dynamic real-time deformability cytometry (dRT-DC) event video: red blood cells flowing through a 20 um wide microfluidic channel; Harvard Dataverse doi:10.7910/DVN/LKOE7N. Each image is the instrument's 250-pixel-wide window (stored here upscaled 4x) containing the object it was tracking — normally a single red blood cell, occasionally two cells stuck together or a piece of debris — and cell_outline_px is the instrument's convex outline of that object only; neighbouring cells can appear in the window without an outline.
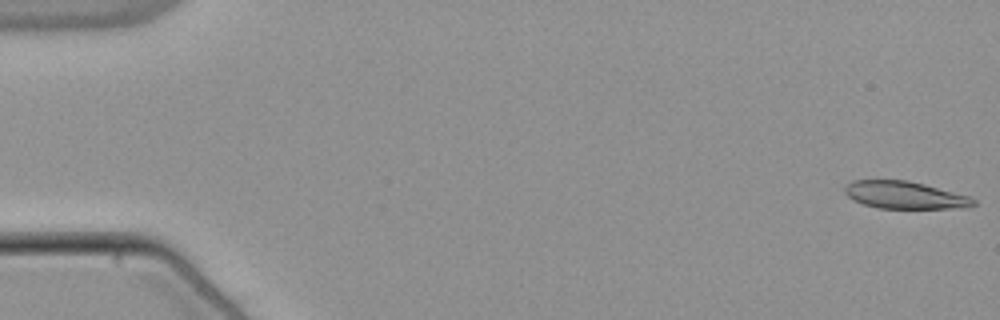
{"species": "common noctule bat (a hibernating species)", "species_latin": "Nyctalus noctula", "temperature_condition": "warm", "stored_images_in_passage": 54, "camera_frame_rate_fps": 3000, "um_per_image_px": 0.085, "animal": {"sex": "male", "body_mass_g": 21.5, "forearm_length_mm": 52.0}, "frame": {"image": 1, "passage_image": 1, "time_ms": 0.0, "image_size_px": [1000, 320], "cell_outline_px": [[976, 204], [968, 208], [876, 208], [852, 200], [844, 192], [844, 188], [852, 180], [908, 180], [924, 184], [968, 196], [976, 200]], "centroid_in_image_um": [76.9, 16.58], "position_along_channel_um": 8.1, "area_um2": 20.52}}
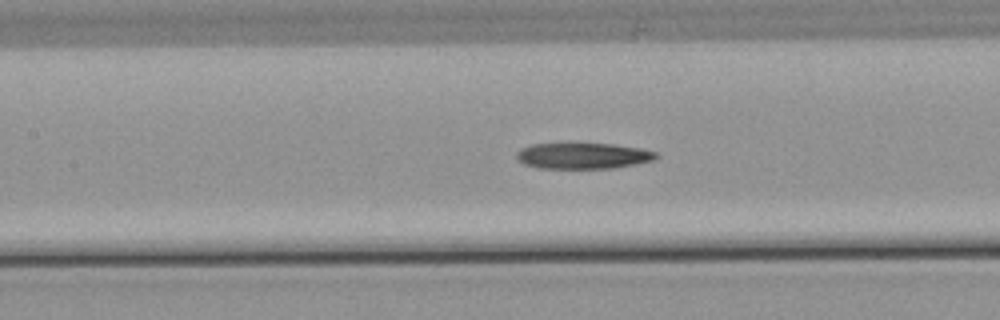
{"frame": {"image": 2, "passage_image": 25, "time_ms": 8.0, "image_size_px": [1000, 320], "cell_outline_px": [[660, 156], [656, 160], [612, 168], [540, 168], [524, 164], [516, 156], [516, 152], [520, 148], [532, 144], [612, 144], [640, 148], [656, 152]], "centroid_in_image_um": [49.58, 13.24], "position_along_channel_um": 157.8, "area_um2": 20.98}}
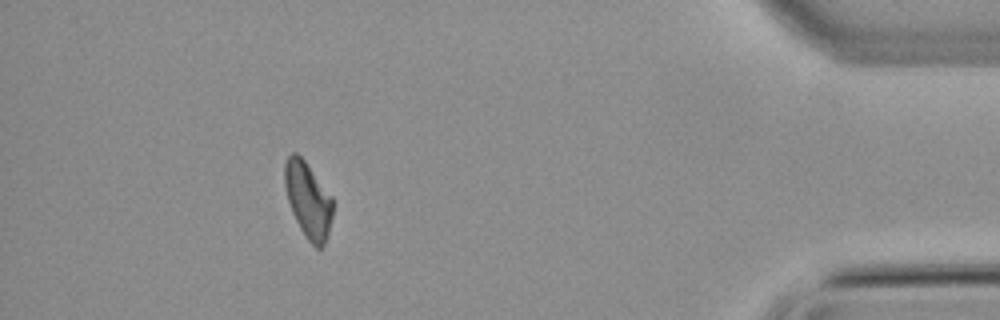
{"frame": {"image": 3, "passage_image": 49, "time_ms": 16.0, "image_size_px": [1000, 320], "cell_outline_px": [[332, 216], [328, 236], [324, 244], [320, 248], [316, 248], [308, 240], [300, 228], [292, 212], [288, 200], [284, 184], [284, 164], [288, 156], [292, 152], [296, 152], [304, 160], [332, 196]], "centroid_in_image_um": [26.18, 16.99], "position_along_channel_um": 409.0, "area_um2": 21.1}, "authors_computed_cell_mechanics": {"area_um2": 21.8773, "velocity_mm_per_s": 3.8273, "shape_relaxation_time_tau1_ms": 11.1946, "shape_relaxation_time_tau2_ms": 10.0552, "deformation_change_tau1": 0.2572, "deformation_change_tau2": 0.2283}}